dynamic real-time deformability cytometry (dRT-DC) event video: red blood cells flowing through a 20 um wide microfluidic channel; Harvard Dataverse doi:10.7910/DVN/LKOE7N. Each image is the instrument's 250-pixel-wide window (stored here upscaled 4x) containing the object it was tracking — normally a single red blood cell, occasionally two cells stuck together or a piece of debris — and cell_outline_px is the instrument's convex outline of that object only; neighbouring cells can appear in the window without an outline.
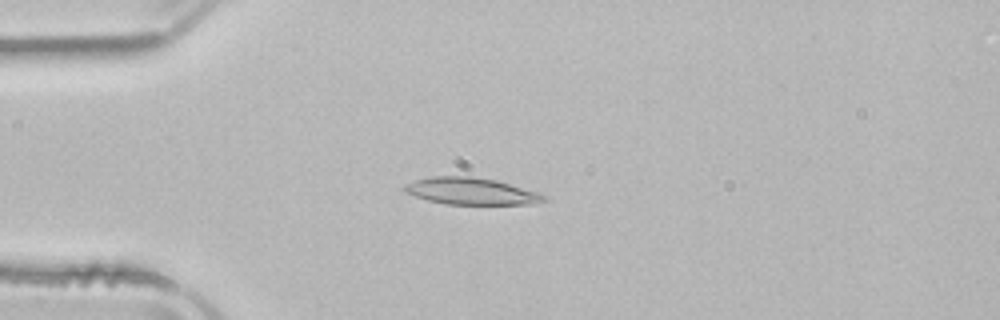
{"species": "common noctule bat (a hibernating species)", "species_latin": "Nyctalus noctula", "temperature_condition": "room temperature", "stored_images_in_passage": 52, "camera_frame_rate_fps": 3000, "um_per_image_px": 0.085, "animal": {"sex": "male", "body_mass_g": 21.5, "forearm_length_mm": 52.0}, "frame": {"image": 1, "passage_image": 13, "time_ms": 4.0, "image_size_px": [1000, 320], "cell_outline_px": [[548, 200], [532, 204], [444, 204], [428, 200], [404, 192], [404, 184], [416, 180], [432, 176], [472, 176], [496, 180], [540, 192], [548, 196]], "centroid_in_image_um": [40.09, 16.25], "position_along_channel_um": 44.9, "area_um2": 21.96}}
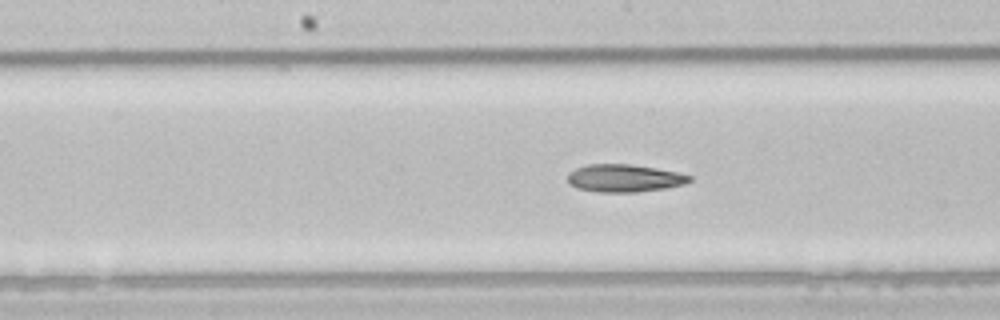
{"frame": {"image": 2, "passage_image": 26, "time_ms": 8.333, "image_size_px": [1000, 320], "cell_outline_px": [[692, 180], [684, 184], [664, 188], [636, 192], [596, 192], [576, 188], [568, 184], [568, 172], [576, 168], [588, 164], [632, 164], [676, 172], [692, 176]], "centroid_in_image_um": [53.02, 15.15], "position_along_channel_um": 195.2, "area_um2": 19.65}}
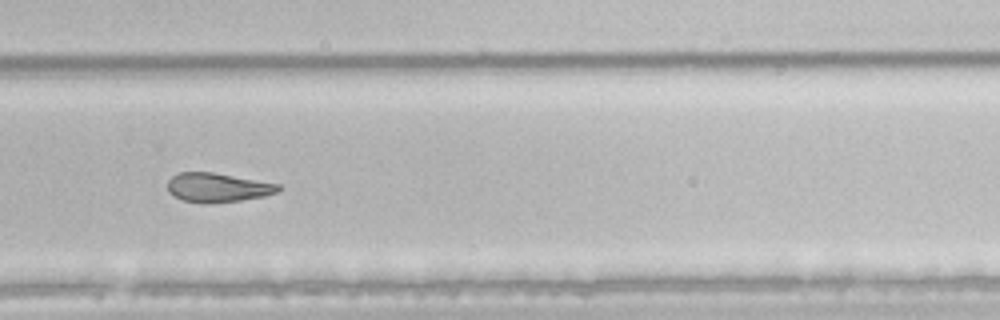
{"frame": {"image": 3, "passage_image": 35, "time_ms": 11.333, "image_size_px": [1000, 320], "cell_outline_px": [[280, 188], [276, 192], [264, 196], [240, 200], [208, 204], [204, 204], [184, 200], [168, 192], [168, 180], [172, 176], [180, 172], [212, 172], [280, 184]], "centroid_in_image_um": [18.48, 15.94], "position_along_channel_um": 311.3, "area_um2": 18.67}, "authors_computed_cell_mechanics": {"area_um2": 21.5883, "velocity_mm_per_s": 3.9031, "shape_relaxation_time_tau1_ms": null, "shape_relaxation_time_tau2_ms": 7.0063, "deformation_change_tau1": null, "deformation_change_tau2": 0.1755}}